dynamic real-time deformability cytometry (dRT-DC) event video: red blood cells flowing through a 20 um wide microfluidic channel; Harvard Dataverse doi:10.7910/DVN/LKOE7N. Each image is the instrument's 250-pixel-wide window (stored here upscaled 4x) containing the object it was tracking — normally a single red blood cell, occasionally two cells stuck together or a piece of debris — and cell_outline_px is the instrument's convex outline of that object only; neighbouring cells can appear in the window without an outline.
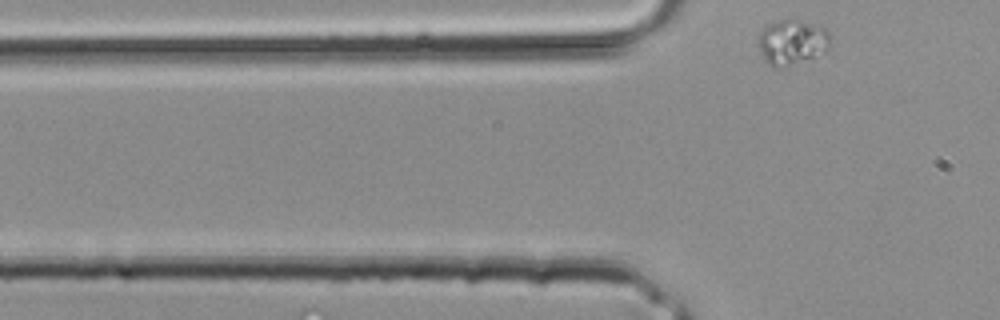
{"species": "common noctule bat (a hibernating species)", "species_latin": "Nyctalus noctula", "temperature_condition": "room temperature", "stored_images_in_passage": 3, "camera_frame_rate_fps": 3000, "um_per_image_px": 0.085, "animal": {"sex": "male", "body_mass_g": 20.4}, "frame": {"image": 1, "passage_image": 3, "time_ms": 0.667, "image_size_px": [1000, 320], "cell_outline_px": [[828, 48], [824, 52], [788, 64], [772, 68], [764, 60], [756, 44], [760, 32], [768, 24], [780, 20], [796, 20], [820, 24], [828, 32]], "centroid_in_image_um": [67.26, 3.55], "position_along_channel_um": 58.5, "area_um2": 18.5}}